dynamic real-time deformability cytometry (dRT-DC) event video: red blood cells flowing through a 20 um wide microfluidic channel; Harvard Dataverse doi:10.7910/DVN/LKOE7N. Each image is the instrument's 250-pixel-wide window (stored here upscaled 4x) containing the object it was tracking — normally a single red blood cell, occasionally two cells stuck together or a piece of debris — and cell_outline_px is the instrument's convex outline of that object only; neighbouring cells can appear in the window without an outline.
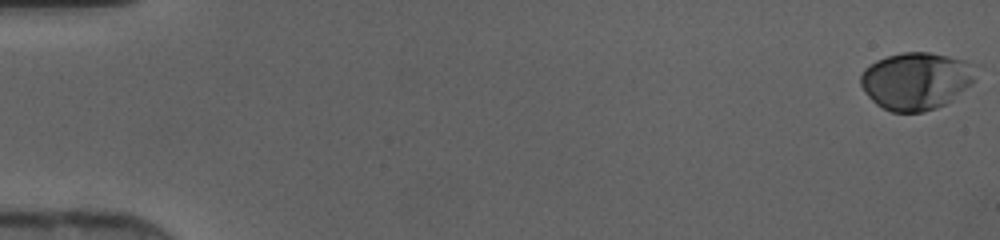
{"species": "human", "species_latin": "Homo sapiens", "temperature_condition": "cold", "stored_images_in_passage": 47, "camera_frame_rate_fps": 3000, "um_per_image_px": 0.085, "donor": {"sex": "female"}, "frame": {"image": 1, "passage_image": 1, "time_ms": 0.0, "image_size_px": [1000, 240], "cell_outline_px": [[984, 64], [972, 84], [952, 100], [936, 108], [924, 112], [892, 112], [876, 104], [868, 96], [860, 84], [860, 76], [864, 68], [876, 60], [888, 56], [904, 52], [928, 52], [948, 56]], "centroid_in_image_um": [77.97, 6.85], "position_along_channel_um": 7.0, "area_um2": 39.3}}
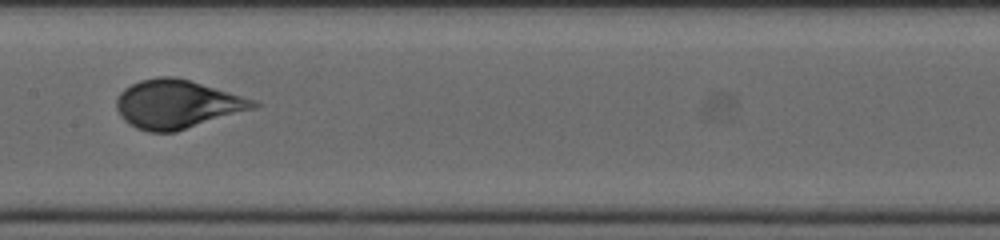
{"frame": {"image": 2, "passage_image": 25, "time_ms": 8.0, "image_size_px": [1000, 240], "cell_outline_px": [[260, 104], [256, 108], [176, 132], [148, 132], [136, 128], [128, 124], [120, 116], [116, 108], [116, 100], [120, 92], [124, 88], [140, 80], [160, 76], [176, 76], [256, 100]], "centroid_in_image_um": [15.03, 8.86], "position_along_channel_um": 192.4, "area_um2": 38.9}}
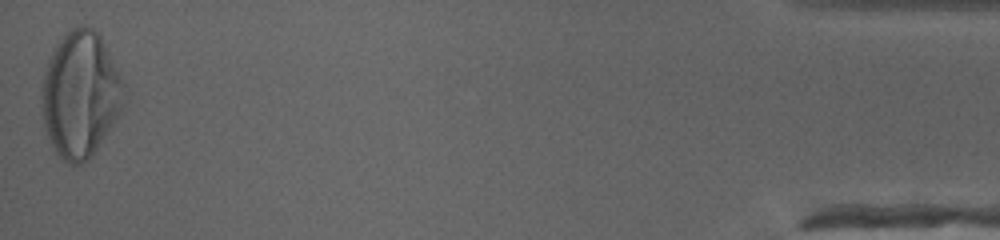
{"frame": {"image": 3, "passage_image": 47, "time_ms": 15.333, "image_size_px": [1000, 240], "cell_outline_px": [[124, 108], [92, 156], [88, 160], [80, 164], [68, 164], [56, 152], [44, 128], [40, 104], [40, 92], [48, 60], [56, 44], [72, 28], [80, 24], [84, 24], [92, 28], [100, 36], [124, 84]], "centroid_in_image_um": [6.82, 8.06], "position_along_channel_um": 428.4, "area_um2": 60.34}}